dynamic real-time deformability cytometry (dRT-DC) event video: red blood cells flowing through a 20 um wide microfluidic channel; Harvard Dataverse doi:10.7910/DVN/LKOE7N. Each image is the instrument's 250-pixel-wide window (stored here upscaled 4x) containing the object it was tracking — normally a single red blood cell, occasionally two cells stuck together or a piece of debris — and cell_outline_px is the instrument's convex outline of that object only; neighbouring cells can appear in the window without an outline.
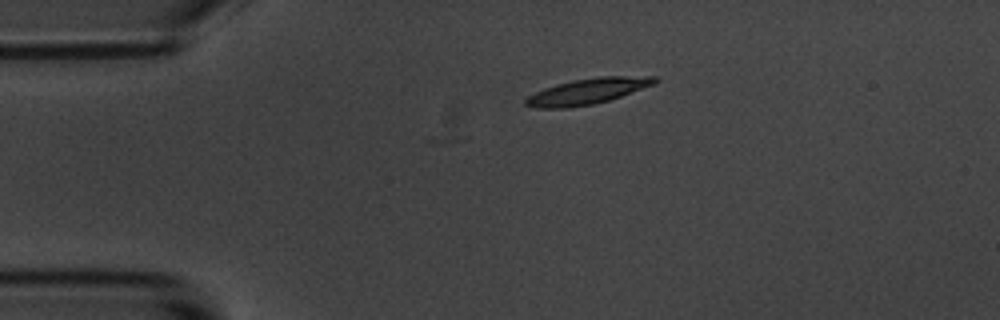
{"species": "common noctule bat (a hibernating species)", "species_latin": "Nyctalus noctula", "temperature_condition": "room temperature", "stored_images_in_passage": 3, "camera_frame_rate_fps": 3000, "um_per_image_px": 0.085, "animal": {"sex": "male", "body_mass_g": 20.1, "forearm_length_mm": 53.5}, "frame": {"image": 1, "passage_image": 1, "time_ms": 0.0, "image_size_px": [1000, 320], "cell_outline_px": [[660, 80], [656, 84], [608, 100], [592, 104], [568, 108], [536, 108], [524, 104], [524, 100], [528, 96], [544, 88], [556, 84], [572, 80], [600, 76], [656, 76]], "centroid_in_image_um": [49.96, 7.75], "position_along_channel_um": 35.0, "area_um2": 19.42}}